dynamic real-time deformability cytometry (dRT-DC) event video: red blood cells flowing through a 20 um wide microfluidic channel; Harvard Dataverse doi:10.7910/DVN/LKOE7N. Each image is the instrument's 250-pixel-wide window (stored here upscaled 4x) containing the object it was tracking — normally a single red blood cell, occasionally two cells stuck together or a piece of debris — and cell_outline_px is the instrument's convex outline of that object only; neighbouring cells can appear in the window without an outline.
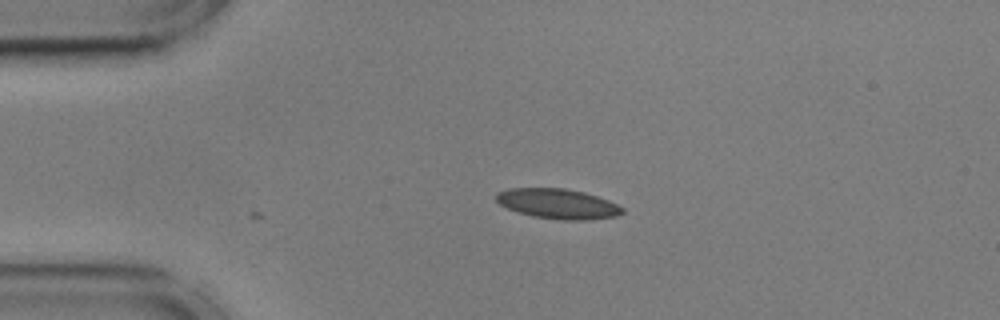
{"species": "common noctule bat (a hibernating species)", "species_latin": "Nyctalus noctula", "temperature_condition": "cold", "stored_images_in_passage": 3, "camera_frame_rate_fps": 3000, "um_per_image_px": 0.085, "animal": {"sex": "male", "body_mass_g": 17.9, "forearm_length_mm": 54.2}, "frame": {"image": 1, "passage_image": 3, "time_ms": 0.667, "image_size_px": [1000, 320], "cell_outline_px": [[624, 212], [616, 216], [588, 220], [560, 220], [532, 216], [508, 208], [500, 204], [496, 200], [496, 192], [508, 188], [564, 188], [584, 192], [608, 200], [624, 208]], "centroid_in_image_um": [47.41, 17.32], "position_along_channel_um": 37.6, "area_um2": 22.02}}